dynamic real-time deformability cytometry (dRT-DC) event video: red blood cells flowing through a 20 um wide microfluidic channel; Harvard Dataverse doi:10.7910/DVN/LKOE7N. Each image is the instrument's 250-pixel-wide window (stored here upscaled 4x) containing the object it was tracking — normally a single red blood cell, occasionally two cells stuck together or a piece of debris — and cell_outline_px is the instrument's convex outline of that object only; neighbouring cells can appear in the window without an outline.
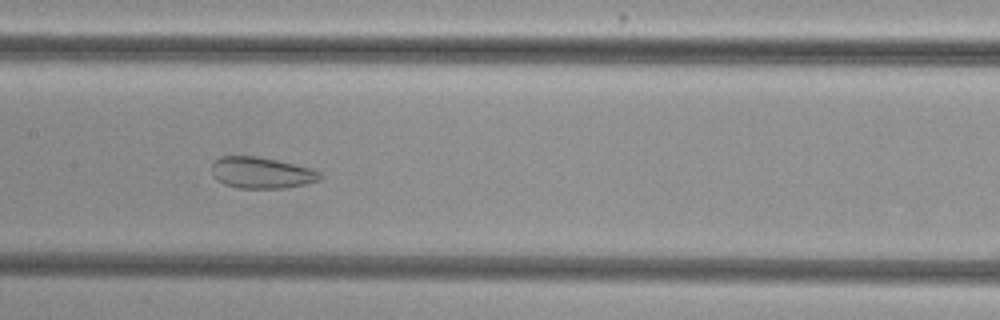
{"species": "common noctule bat (a hibernating species)", "species_latin": "Nyctalus noctula", "temperature_condition": "cold", "stored_images_in_passage": 51, "camera_frame_rate_fps": 3000, "um_per_image_px": 0.085, "animal": {"sex": "female", "body_mass_g": 29.2, "forearm_length_mm": 56.3}, "frame": {"image": 1, "passage_image": 24, "time_ms": 7.667, "image_size_px": [1000, 320], "cell_outline_px": [[324, 176], [320, 180], [304, 184], [284, 188], [240, 188], [224, 184], [216, 180], [212, 176], [212, 164], [220, 156], [256, 156], [276, 160], [312, 168], [320, 172]], "centroid_in_image_um": [22.23, 14.68], "position_along_channel_um": 185.2, "area_um2": 19.83}}
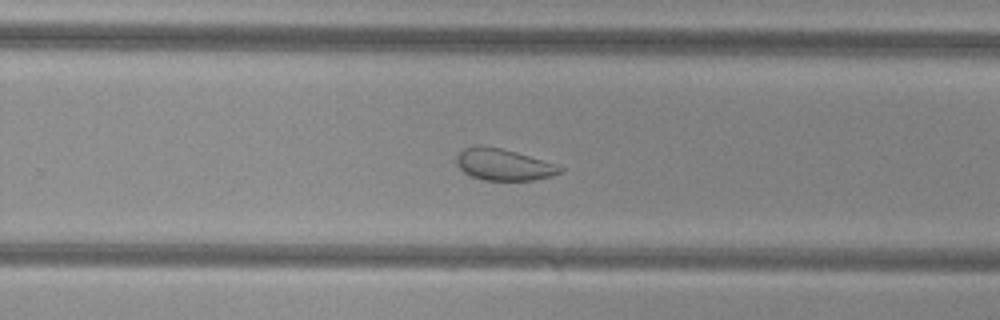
{"frame": {"image": 2, "passage_image": 32, "time_ms": 10.333, "image_size_px": [1000, 320], "cell_outline_px": [[564, 168], [560, 172], [552, 176], [532, 180], [484, 180], [472, 176], [464, 172], [456, 164], [456, 156], [464, 148], [476, 144], [484, 144], [516, 152], [556, 164]], "centroid_in_image_um": [42.77, 13.97], "position_along_channel_um": 287.0, "area_um2": 19.07}}
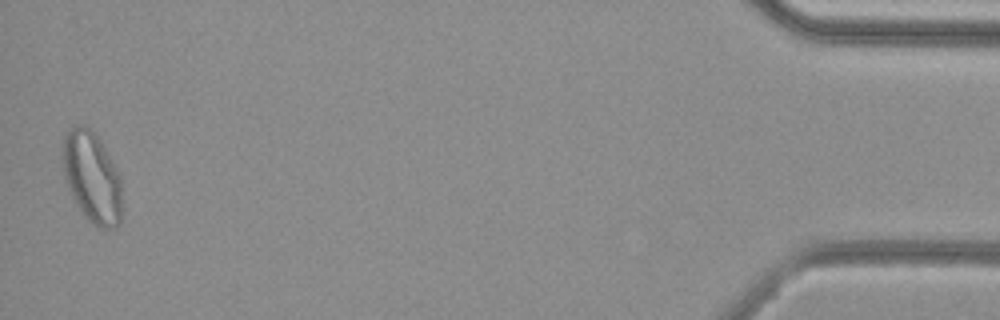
{"frame": {"image": 3, "passage_image": 50, "time_ms": 16.333, "image_size_px": [1000, 320], "cell_outline_px": [[120, 224], [116, 228], [96, 228], [84, 216], [76, 204], [68, 188], [64, 176], [64, 132], [72, 124], [84, 124], [100, 140], [116, 168], [120, 176]], "centroid_in_image_um": [7.8, 15.07], "position_along_channel_um": 427.4, "area_um2": 31.27}, "authors_computed_cell_mechanics": {"area_um2": 26.4146, "velocity_mm_per_s": 3.8281, "shape_relaxation_time_tau1_ms": null, "shape_relaxation_time_tau2_ms": 1.7244, "deformation_change_tau1": null, "deformation_change_tau2": 0.0791}}